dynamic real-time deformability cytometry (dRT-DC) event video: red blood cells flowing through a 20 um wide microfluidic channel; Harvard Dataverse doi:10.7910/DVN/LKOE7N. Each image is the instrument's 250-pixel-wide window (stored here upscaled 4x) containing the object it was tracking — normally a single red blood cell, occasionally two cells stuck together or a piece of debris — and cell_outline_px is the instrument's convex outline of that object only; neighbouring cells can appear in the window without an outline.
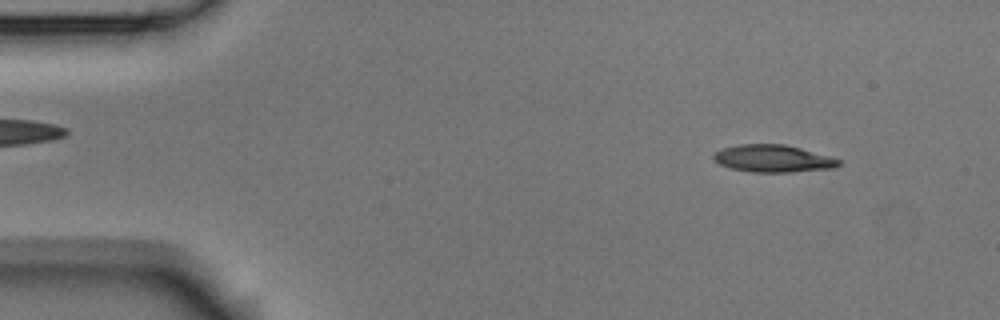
{"species": "Egyptian fruit bat (a non-hibernating species)", "species_latin": "Rousettus aegyptiacus", "temperature_condition": "room temperature", "stored_images_in_passage": 52, "camera_frame_rate_fps": 3000, "um_per_image_px": 0.085, "animal": {"sex": "male"}, "frame": {"image": 1, "passage_image": 5, "time_ms": 1.333, "image_size_px": [1000, 320], "cell_outline_px": [[840, 164], [836, 168], [792, 172], [752, 172], [732, 168], [720, 164], [712, 160], [712, 156], [716, 152], [724, 148], [740, 144], [784, 144], [832, 156], [840, 160]], "centroid_in_image_um": [65.74, 13.48], "position_along_channel_um": 19.3, "area_um2": 19.94}}
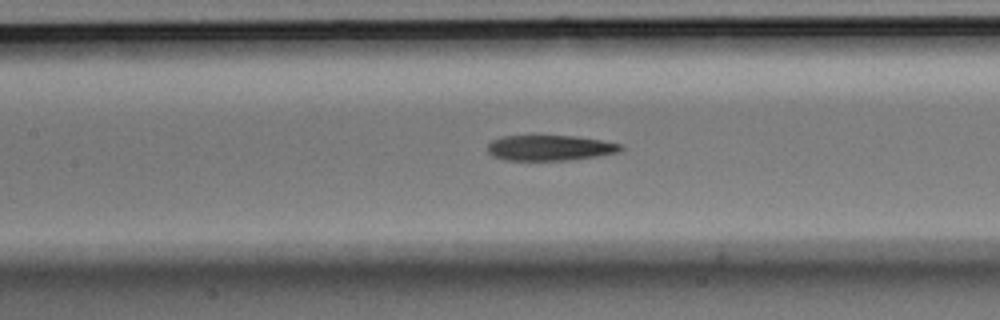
{"frame": {"image": 2, "passage_image": 23, "time_ms": 7.333, "image_size_px": [1000, 320], "cell_outline_px": [[624, 148], [616, 152], [596, 156], [568, 160], [504, 160], [492, 156], [488, 152], [488, 144], [492, 140], [504, 136], [576, 136], [600, 140], [620, 144]], "centroid_in_image_um": [46.7, 12.57], "position_along_channel_um": 160.7, "area_um2": 19.54}}
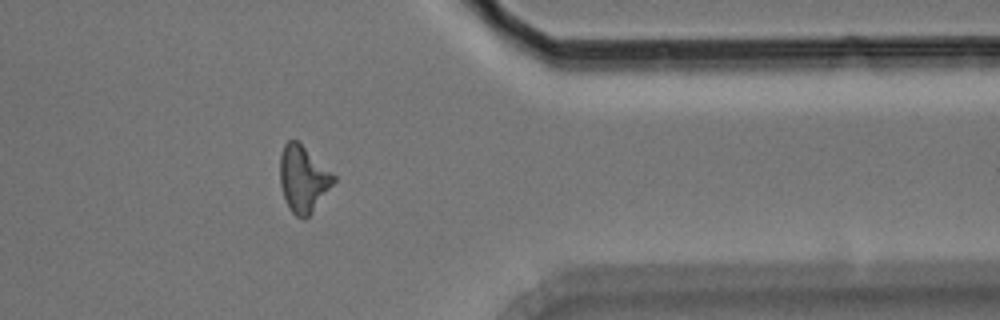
{"frame": {"image": 3, "passage_image": 42, "time_ms": 13.667, "image_size_px": [1000, 320], "cell_outline_px": [[336, 180], [312, 212], [304, 220], [296, 216], [292, 212], [284, 196], [280, 184], [280, 156], [284, 144], [288, 140], [300, 140], [336, 176]], "centroid_in_image_um": [25.78, 15.15], "position_along_channel_um": 385.6, "area_um2": 20.87}, "authors_computed_cell_mechanics": {"area_um2": 20.4034, "velocity_mm_per_s": 3.7765, "shape_relaxation_time_tau1_ms": null, "shape_relaxation_time_tau2_ms": 6.0166, "deformation_change_tau1": null, "deformation_change_tau2": 0.1943}}